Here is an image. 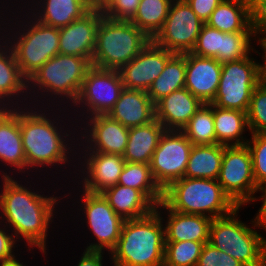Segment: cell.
I'll use <instances>...</instances> for the list:
<instances>
[{
    "label": "cell",
    "instance_id": "1",
    "mask_svg": "<svg viewBox=\"0 0 266 266\" xmlns=\"http://www.w3.org/2000/svg\"><path fill=\"white\" fill-rule=\"evenodd\" d=\"M3 190L0 193L1 219H6V225L12 226L13 235H21L30 246L46 251L47 230L54 215L58 197L43 196L31 192L26 186L20 185L4 173ZM48 197V198H47Z\"/></svg>",
    "mask_w": 266,
    "mask_h": 266
},
{
    "label": "cell",
    "instance_id": "2",
    "mask_svg": "<svg viewBox=\"0 0 266 266\" xmlns=\"http://www.w3.org/2000/svg\"><path fill=\"white\" fill-rule=\"evenodd\" d=\"M155 208L139 219L124 220L116 247L109 253L114 266H163L165 227Z\"/></svg>",
    "mask_w": 266,
    "mask_h": 266
},
{
    "label": "cell",
    "instance_id": "3",
    "mask_svg": "<svg viewBox=\"0 0 266 266\" xmlns=\"http://www.w3.org/2000/svg\"><path fill=\"white\" fill-rule=\"evenodd\" d=\"M162 202L170 210L212 219L228 215L238 207L217 180L204 178L183 177L173 182L163 190Z\"/></svg>",
    "mask_w": 266,
    "mask_h": 266
},
{
    "label": "cell",
    "instance_id": "4",
    "mask_svg": "<svg viewBox=\"0 0 266 266\" xmlns=\"http://www.w3.org/2000/svg\"><path fill=\"white\" fill-rule=\"evenodd\" d=\"M20 130L22 137V145L26 159V170L30 168L42 167V166H57L59 163H67L68 149L67 141L65 137L69 134L66 132L61 133L62 129L57 128L54 125L55 119L52 120L47 118V114L40 113L39 111L32 110L28 111L20 108ZM38 112V113H37ZM60 129V130H58ZM61 133V134H60ZM64 134V136H63ZM65 139V140H64ZM66 141V142H65ZM67 143V144H66Z\"/></svg>",
    "mask_w": 266,
    "mask_h": 266
},
{
    "label": "cell",
    "instance_id": "5",
    "mask_svg": "<svg viewBox=\"0 0 266 266\" xmlns=\"http://www.w3.org/2000/svg\"><path fill=\"white\" fill-rule=\"evenodd\" d=\"M151 39L130 21L103 16L99 22L91 64L119 71L135 58Z\"/></svg>",
    "mask_w": 266,
    "mask_h": 266
},
{
    "label": "cell",
    "instance_id": "6",
    "mask_svg": "<svg viewBox=\"0 0 266 266\" xmlns=\"http://www.w3.org/2000/svg\"><path fill=\"white\" fill-rule=\"evenodd\" d=\"M240 208L212 219L208 242L244 266H266V239L236 218Z\"/></svg>",
    "mask_w": 266,
    "mask_h": 266
},
{
    "label": "cell",
    "instance_id": "7",
    "mask_svg": "<svg viewBox=\"0 0 266 266\" xmlns=\"http://www.w3.org/2000/svg\"><path fill=\"white\" fill-rule=\"evenodd\" d=\"M91 66V61L87 58L59 53L50 58L28 79V89L32 87L33 90L38 87L39 90L50 92L51 97L53 94L58 95V98L62 97V100L65 97L74 104Z\"/></svg>",
    "mask_w": 266,
    "mask_h": 266
},
{
    "label": "cell",
    "instance_id": "8",
    "mask_svg": "<svg viewBox=\"0 0 266 266\" xmlns=\"http://www.w3.org/2000/svg\"><path fill=\"white\" fill-rule=\"evenodd\" d=\"M33 20L27 22L29 26L24 25L19 37L14 36L16 42H7L12 44L10 47L17 64L27 80L50 58L59 54V28Z\"/></svg>",
    "mask_w": 266,
    "mask_h": 266
},
{
    "label": "cell",
    "instance_id": "9",
    "mask_svg": "<svg viewBox=\"0 0 266 266\" xmlns=\"http://www.w3.org/2000/svg\"><path fill=\"white\" fill-rule=\"evenodd\" d=\"M254 60L248 56L222 63L220 83L211 104L247 113L253 90L260 83L259 63Z\"/></svg>",
    "mask_w": 266,
    "mask_h": 266
},
{
    "label": "cell",
    "instance_id": "10",
    "mask_svg": "<svg viewBox=\"0 0 266 266\" xmlns=\"http://www.w3.org/2000/svg\"><path fill=\"white\" fill-rule=\"evenodd\" d=\"M217 181L237 206L256 201L254 194L260 189L254 179L252 156L246 144L225 146Z\"/></svg>",
    "mask_w": 266,
    "mask_h": 266
},
{
    "label": "cell",
    "instance_id": "11",
    "mask_svg": "<svg viewBox=\"0 0 266 266\" xmlns=\"http://www.w3.org/2000/svg\"><path fill=\"white\" fill-rule=\"evenodd\" d=\"M193 144L181 130H165L149 166L154 181L163 191L184 177Z\"/></svg>",
    "mask_w": 266,
    "mask_h": 266
},
{
    "label": "cell",
    "instance_id": "12",
    "mask_svg": "<svg viewBox=\"0 0 266 266\" xmlns=\"http://www.w3.org/2000/svg\"><path fill=\"white\" fill-rule=\"evenodd\" d=\"M204 22L186 0H173L161 30L152 41L176 54L191 52Z\"/></svg>",
    "mask_w": 266,
    "mask_h": 266
},
{
    "label": "cell",
    "instance_id": "13",
    "mask_svg": "<svg viewBox=\"0 0 266 266\" xmlns=\"http://www.w3.org/2000/svg\"><path fill=\"white\" fill-rule=\"evenodd\" d=\"M123 89L119 71L92 65L86 73L74 105L78 107V104H81L87 109V113L91 114L88 117L107 115L115 106Z\"/></svg>",
    "mask_w": 266,
    "mask_h": 266
},
{
    "label": "cell",
    "instance_id": "14",
    "mask_svg": "<svg viewBox=\"0 0 266 266\" xmlns=\"http://www.w3.org/2000/svg\"><path fill=\"white\" fill-rule=\"evenodd\" d=\"M82 203L90 231L97 238L86 250L111 252L117 245L124 220L116 214L101 194L83 190Z\"/></svg>",
    "mask_w": 266,
    "mask_h": 266
},
{
    "label": "cell",
    "instance_id": "15",
    "mask_svg": "<svg viewBox=\"0 0 266 266\" xmlns=\"http://www.w3.org/2000/svg\"><path fill=\"white\" fill-rule=\"evenodd\" d=\"M174 54L151 40L135 58L119 70L124 88L147 92Z\"/></svg>",
    "mask_w": 266,
    "mask_h": 266
},
{
    "label": "cell",
    "instance_id": "16",
    "mask_svg": "<svg viewBox=\"0 0 266 266\" xmlns=\"http://www.w3.org/2000/svg\"><path fill=\"white\" fill-rule=\"evenodd\" d=\"M100 9H91L82 18L59 28V53L92 61L97 29L103 17Z\"/></svg>",
    "mask_w": 266,
    "mask_h": 266
},
{
    "label": "cell",
    "instance_id": "17",
    "mask_svg": "<svg viewBox=\"0 0 266 266\" xmlns=\"http://www.w3.org/2000/svg\"><path fill=\"white\" fill-rule=\"evenodd\" d=\"M222 63L215 58L186 53L185 88L203 104L213 102L220 83Z\"/></svg>",
    "mask_w": 266,
    "mask_h": 266
},
{
    "label": "cell",
    "instance_id": "18",
    "mask_svg": "<svg viewBox=\"0 0 266 266\" xmlns=\"http://www.w3.org/2000/svg\"><path fill=\"white\" fill-rule=\"evenodd\" d=\"M88 118L90 122L86 124L90 129L84 127L87 136L82 135L85 143L87 141V144L88 142L90 144L86 150L123 156L127 147L129 128L111 119L108 115H95Z\"/></svg>",
    "mask_w": 266,
    "mask_h": 266
},
{
    "label": "cell",
    "instance_id": "19",
    "mask_svg": "<svg viewBox=\"0 0 266 266\" xmlns=\"http://www.w3.org/2000/svg\"><path fill=\"white\" fill-rule=\"evenodd\" d=\"M205 24L232 33L257 32L262 22L255 14L253 0H222Z\"/></svg>",
    "mask_w": 266,
    "mask_h": 266
},
{
    "label": "cell",
    "instance_id": "20",
    "mask_svg": "<svg viewBox=\"0 0 266 266\" xmlns=\"http://www.w3.org/2000/svg\"><path fill=\"white\" fill-rule=\"evenodd\" d=\"M88 153V154H87ZM83 156L86 166L83 170L84 191L98 193L115 186L126 163L121 155L104 154L101 152H87ZM85 164V165H84ZM87 168V171H85ZM86 172V173H85Z\"/></svg>",
    "mask_w": 266,
    "mask_h": 266
},
{
    "label": "cell",
    "instance_id": "21",
    "mask_svg": "<svg viewBox=\"0 0 266 266\" xmlns=\"http://www.w3.org/2000/svg\"><path fill=\"white\" fill-rule=\"evenodd\" d=\"M202 104L191 92L182 88L155 103V117L166 130H181Z\"/></svg>",
    "mask_w": 266,
    "mask_h": 266
},
{
    "label": "cell",
    "instance_id": "22",
    "mask_svg": "<svg viewBox=\"0 0 266 266\" xmlns=\"http://www.w3.org/2000/svg\"><path fill=\"white\" fill-rule=\"evenodd\" d=\"M107 115L127 128L142 126L156 119L155 104L147 92L124 88Z\"/></svg>",
    "mask_w": 266,
    "mask_h": 266
},
{
    "label": "cell",
    "instance_id": "23",
    "mask_svg": "<svg viewBox=\"0 0 266 266\" xmlns=\"http://www.w3.org/2000/svg\"><path fill=\"white\" fill-rule=\"evenodd\" d=\"M161 207L169 213L165 224V242H208L212 218L170 210L162 201L155 208Z\"/></svg>",
    "mask_w": 266,
    "mask_h": 266
},
{
    "label": "cell",
    "instance_id": "24",
    "mask_svg": "<svg viewBox=\"0 0 266 266\" xmlns=\"http://www.w3.org/2000/svg\"><path fill=\"white\" fill-rule=\"evenodd\" d=\"M10 107L0 111V161L24 170L26 159L20 130V107L13 110Z\"/></svg>",
    "mask_w": 266,
    "mask_h": 266
},
{
    "label": "cell",
    "instance_id": "25",
    "mask_svg": "<svg viewBox=\"0 0 266 266\" xmlns=\"http://www.w3.org/2000/svg\"><path fill=\"white\" fill-rule=\"evenodd\" d=\"M123 220L149 215L155 206L137 189L116 184L100 193Z\"/></svg>",
    "mask_w": 266,
    "mask_h": 266
},
{
    "label": "cell",
    "instance_id": "26",
    "mask_svg": "<svg viewBox=\"0 0 266 266\" xmlns=\"http://www.w3.org/2000/svg\"><path fill=\"white\" fill-rule=\"evenodd\" d=\"M165 130L156 119L149 124L129 128L127 147L123 155L125 161L149 164Z\"/></svg>",
    "mask_w": 266,
    "mask_h": 266
},
{
    "label": "cell",
    "instance_id": "27",
    "mask_svg": "<svg viewBox=\"0 0 266 266\" xmlns=\"http://www.w3.org/2000/svg\"><path fill=\"white\" fill-rule=\"evenodd\" d=\"M39 3L41 9L38 15L33 12L34 18L55 28L66 27L91 10L86 0H40Z\"/></svg>",
    "mask_w": 266,
    "mask_h": 266
},
{
    "label": "cell",
    "instance_id": "28",
    "mask_svg": "<svg viewBox=\"0 0 266 266\" xmlns=\"http://www.w3.org/2000/svg\"><path fill=\"white\" fill-rule=\"evenodd\" d=\"M2 44L4 47L0 45V105L7 108L9 103L12 102L11 99L13 97L15 99L17 96L20 97L19 94H24V92L28 93V80L21 73L10 44L8 46L4 41ZM5 100H10L11 102L8 101L6 104L4 103Z\"/></svg>",
    "mask_w": 266,
    "mask_h": 266
},
{
    "label": "cell",
    "instance_id": "29",
    "mask_svg": "<svg viewBox=\"0 0 266 266\" xmlns=\"http://www.w3.org/2000/svg\"><path fill=\"white\" fill-rule=\"evenodd\" d=\"M225 145H193L184 177L217 180Z\"/></svg>",
    "mask_w": 266,
    "mask_h": 266
},
{
    "label": "cell",
    "instance_id": "30",
    "mask_svg": "<svg viewBox=\"0 0 266 266\" xmlns=\"http://www.w3.org/2000/svg\"><path fill=\"white\" fill-rule=\"evenodd\" d=\"M213 119L218 144L232 146L245 145L247 143L248 139L245 141L243 136H241L246 130L245 128H249L246 112L213 105Z\"/></svg>",
    "mask_w": 266,
    "mask_h": 266
},
{
    "label": "cell",
    "instance_id": "31",
    "mask_svg": "<svg viewBox=\"0 0 266 266\" xmlns=\"http://www.w3.org/2000/svg\"><path fill=\"white\" fill-rule=\"evenodd\" d=\"M186 53L174 54L165 65L164 70L151 84L147 91L148 96L155 104L162 97L173 91L185 88Z\"/></svg>",
    "mask_w": 266,
    "mask_h": 266
},
{
    "label": "cell",
    "instance_id": "32",
    "mask_svg": "<svg viewBox=\"0 0 266 266\" xmlns=\"http://www.w3.org/2000/svg\"><path fill=\"white\" fill-rule=\"evenodd\" d=\"M117 184L139 190L155 207L163 199L149 164L126 162Z\"/></svg>",
    "mask_w": 266,
    "mask_h": 266
},
{
    "label": "cell",
    "instance_id": "33",
    "mask_svg": "<svg viewBox=\"0 0 266 266\" xmlns=\"http://www.w3.org/2000/svg\"><path fill=\"white\" fill-rule=\"evenodd\" d=\"M172 2L173 0H141L130 22L152 40L163 27Z\"/></svg>",
    "mask_w": 266,
    "mask_h": 266
},
{
    "label": "cell",
    "instance_id": "34",
    "mask_svg": "<svg viewBox=\"0 0 266 266\" xmlns=\"http://www.w3.org/2000/svg\"><path fill=\"white\" fill-rule=\"evenodd\" d=\"M181 131L193 145L218 144L214 129L213 104H202Z\"/></svg>",
    "mask_w": 266,
    "mask_h": 266
},
{
    "label": "cell",
    "instance_id": "35",
    "mask_svg": "<svg viewBox=\"0 0 266 266\" xmlns=\"http://www.w3.org/2000/svg\"><path fill=\"white\" fill-rule=\"evenodd\" d=\"M205 243L207 242H165L163 266H197Z\"/></svg>",
    "mask_w": 266,
    "mask_h": 266
},
{
    "label": "cell",
    "instance_id": "36",
    "mask_svg": "<svg viewBox=\"0 0 266 266\" xmlns=\"http://www.w3.org/2000/svg\"><path fill=\"white\" fill-rule=\"evenodd\" d=\"M252 36H257V32H222L221 52L215 59L226 63L248 57L254 51L250 45Z\"/></svg>",
    "mask_w": 266,
    "mask_h": 266
},
{
    "label": "cell",
    "instance_id": "37",
    "mask_svg": "<svg viewBox=\"0 0 266 266\" xmlns=\"http://www.w3.org/2000/svg\"><path fill=\"white\" fill-rule=\"evenodd\" d=\"M247 122L251 134L266 133V83L260 82L253 90Z\"/></svg>",
    "mask_w": 266,
    "mask_h": 266
},
{
    "label": "cell",
    "instance_id": "38",
    "mask_svg": "<svg viewBox=\"0 0 266 266\" xmlns=\"http://www.w3.org/2000/svg\"><path fill=\"white\" fill-rule=\"evenodd\" d=\"M247 141L251 156L253 175L259 189L266 187V133H253Z\"/></svg>",
    "mask_w": 266,
    "mask_h": 266
},
{
    "label": "cell",
    "instance_id": "39",
    "mask_svg": "<svg viewBox=\"0 0 266 266\" xmlns=\"http://www.w3.org/2000/svg\"><path fill=\"white\" fill-rule=\"evenodd\" d=\"M222 31L203 24L195 46L190 53L200 57L216 58L221 52Z\"/></svg>",
    "mask_w": 266,
    "mask_h": 266
},
{
    "label": "cell",
    "instance_id": "40",
    "mask_svg": "<svg viewBox=\"0 0 266 266\" xmlns=\"http://www.w3.org/2000/svg\"><path fill=\"white\" fill-rule=\"evenodd\" d=\"M141 0H110L102 9L106 18L118 21H131Z\"/></svg>",
    "mask_w": 266,
    "mask_h": 266
},
{
    "label": "cell",
    "instance_id": "41",
    "mask_svg": "<svg viewBox=\"0 0 266 266\" xmlns=\"http://www.w3.org/2000/svg\"><path fill=\"white\" fill-rule=\"evenodd\" d=\"M197 266H244L241 262L218 250L209 242L205 243L200 254Z\"/></svg>",
    "mask_w": 266,
    "mask_h": 266
},
{
    "label": "cell",
    "instance_id": "42",
    "mask_svg": "<svg viewBox=\"0 0 266 266\" xmlns=\"http://www.w3.org/2000/svg\"><path fill=\"white\" fill-rule=\"evenodd\" d=\"M192 11L204 22L210 18L211 13L222 0H186Z\"/></svg>",
    "mask_w": 266,
    "mask_h": 266
},
{
    "label": "cell",
    "instance_id": "43",
    "mask_svg": "<svg viewBox=\"0 0 266 266\" xmlns=\"http://www.w3.org/2000/svg\"><path fill=\"white\" fill-rule=\"evenodd\" d=\"M5 230L6 228H0V262L16 258L13 254V248H15V241L17 240H14L15 236L13 234L10 235Z\"/></svg>",
    "mask_w": 266,
    "mask_h": 266
},
{
    "label": "cell",
    "instance_id": "44",
    "mask_svg": "<svg viewBox=\"0 0 266 266\" xmlns=\"http://www.w3.org/2000/svg\"><path fill=\"white\" fill-rule=\"evenodd\" d=\"M104 251L84 250L78 266H102V255Z\"/></svg>",
    "mask_w": 266,
    "mask_h": 266
},
{
    "label": "cell",
    "instance_id": "45",
    "mask_svg": "<svg viewBox=\"0 0 266 266\" xmlns=\"http://www.w3.org/2000/svg\"><path fill=\"white\" fill-rule=\"evenodd\" d=\"M261 34V35H265L264 37L262 36L261 38H259V44L262 47V50L264 51V56L262 55V57L264 58V65L259 64V78H260V82L262 83H266V23H262L257 31V34ZM263 33V34H262Z\"/></svg>",
    "mask_w": 266,
    "mask_h": 266
},
{
    "label": "cell",
    "instance_id": "46",
    "mask_svg": "<svg viewBox=\"0 0 266 266\" xmlns=\"http://www.w3.org/2000/svg\"><path fill=\"white\" fill-rule=\"evenodd\" d=\"M259 191L263 192L264 194L261 195L262 205L260 207L259 212L257 213L254 221V228L257 226L259 228L263 227V230L266 229V187L261 188Z\"/></svg>",
    "mask_w": 266,
    "mask_h": 266
},
{
    "label": "cell",
    "instance_id": "47",
    "mask_svg": "<svg viewBox=\"0 0 266 266\" xmlns=\"http://www.w3.org/2000/svg\"><path fill=\"white\" fill-rule=\"evenodd\" d=\"M253 4L257 18L266 23V0H253Z\"/></svg>",
    "mask_w": 266,
    "mask_h": 266
},
{
    "label": "cell",
    "instance_id": "48",
    "mask_svg": "<svg viewBox=\"0 0 266 266\" xmlns=\"http://www.w3.org/2000/svg\"><path fill=\"white\" fill-rule=\"evenodd\" d=\"M91 9L102 10L110 0H86Z\"/></svg>",
    "mask_w": 266,
    "mask_h": 266
},
{
    "label": "cell",
    "instance_id": "49",
    "mask_svg": "<svg viewBox=\"0 0 266 266\" xmlns=\"http://www.w3.org/2000/svg\"><path fill=\"white\" fill-rule=\"evenodd\" d=\"M0 266H26V265H23V263H20L19 260L14 258L9 261L1 262Z\"/></svg>",
    "mask_w": 266,
    "mask_h": 266
}]
</instances>
